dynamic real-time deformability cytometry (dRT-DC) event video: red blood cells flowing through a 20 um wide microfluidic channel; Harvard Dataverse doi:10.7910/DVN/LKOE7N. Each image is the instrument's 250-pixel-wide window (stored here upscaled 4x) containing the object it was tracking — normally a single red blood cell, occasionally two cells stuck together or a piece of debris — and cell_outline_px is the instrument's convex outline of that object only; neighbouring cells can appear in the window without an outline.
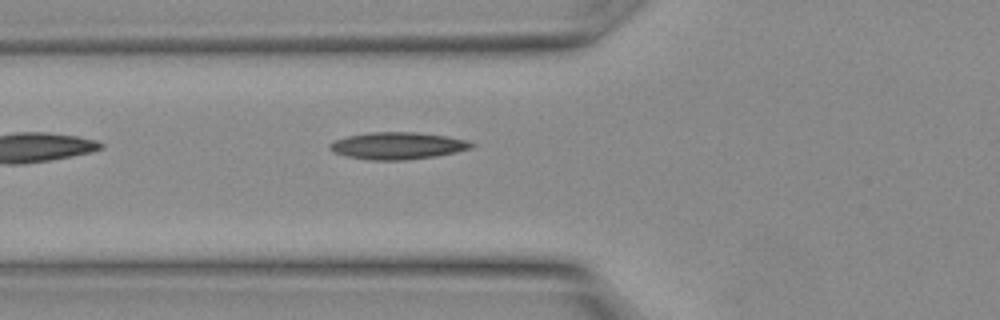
{"species": "Egyptian fruit bat (a non-hibernating species)", "species_latin": "Rousettus aegyptiacus", "temperature_condition": "warm", "stored_images_in_passage": 4, "camera_frame_rate_fps": 3000, "um_per_image_px": 0.085, "animal": {"sex": "female"}, "frame": {"image": 1, "passage_image": 4, "time_ms": 1.0, "image_size_px": [1000, 320], "cell_outline_px": [[476, 144], [468, 148], [456, 152], [436, 156], [404, 160], [372, 160], [348, 156], [336, 152], [328, 148], [328, 144], [336, 140], [348, 136], [372, 132], [412, 132], [444, 136], [468, 140]], "centroid_in_image_um": [33.8, 12.39], "position_along_channel_um": 92.0, "area_um2": 21.96}}